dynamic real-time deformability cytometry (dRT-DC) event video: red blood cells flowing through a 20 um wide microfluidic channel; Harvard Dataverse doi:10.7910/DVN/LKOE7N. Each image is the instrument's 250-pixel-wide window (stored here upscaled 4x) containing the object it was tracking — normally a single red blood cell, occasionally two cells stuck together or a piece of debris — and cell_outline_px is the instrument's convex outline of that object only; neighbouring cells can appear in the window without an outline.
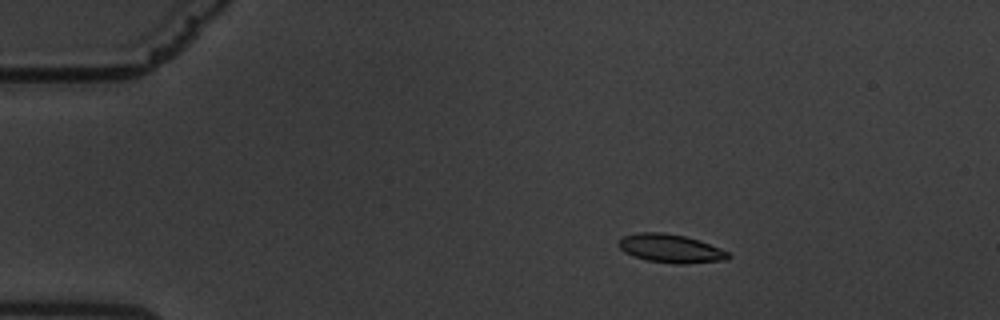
{"species": "common noctule bat (a hibernating species)", "species_latin": "Nyctalus noctula", "temperature_condition": "warm", "stored_images_in_passage": 61, "camera_frame_rate_fps": 3000, "um_per_image_px": 0.085, "animal": {"sex": "male", "body_mass_g": 19.5, "forearm_length_mm": 54.6}, "frame": {"image": 1, "passage_image": 11, "time_ms": 3.333, "image_size_px": [1000, 320], "cell_outline_px": [[732, 256], [728, 260], [684, 264], [676, 264], [648, 260], [632, 256], [624, 252], [616, 244], [624, 236], [640, 232], [664, 232], [684, 236], [720, 248], [728, 252]], "centroid_in_image_um": [57.0, 21.13], "position_along_channel_um": 28.0, "area_um2": 18.15}}
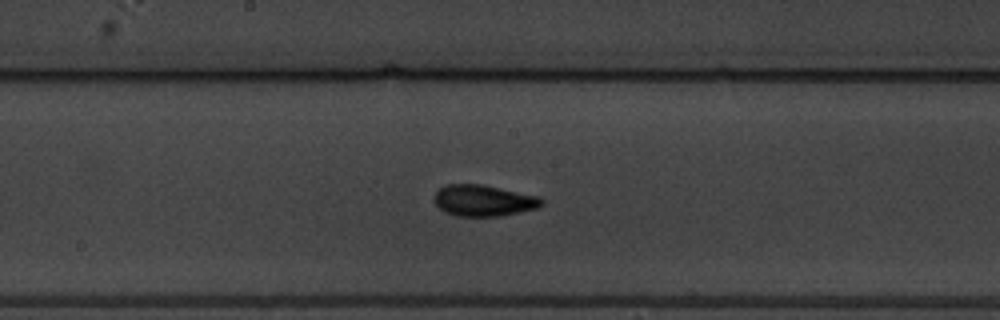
{"frame": {"image": 2, "passage_image": 33, "time_ms": 10.667, "image_size_px": [1000, 320], "cell_outline_px": [[544, 204], [536, 208], [520, 212], [500, 216], [456, 216], [444, 212], [436, 204], [436, 192], [444, 184], [480, 184], [540, 196], [544, 200]], "centroid_in_image_um": [41.13, 17.05], "position_along_channel_um": 207.1, "area_um2": 19.54}}
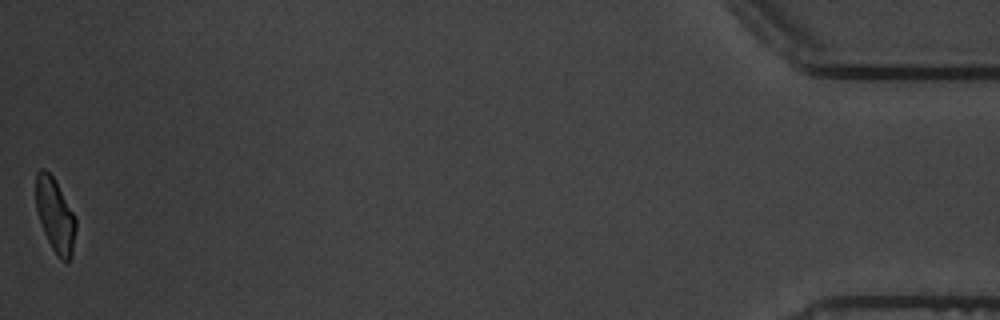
{"frame": {"image": 3, "passage_image": 61, "time_ms": 20.0, "image_size_px": [1000, 320], "cell_outline_px": [[76, 228], [72, 256], [68, 260], [60, 260], [52, 248], [44, 232], [36, 208], [36, 172], [40, 168], [44, 168], [52, 176], [72, 212], [76, 220]], "centroid_in_image_um": [4.68, 18.31], "position_along_channel_um": 430.5, "area_um2": 16.76}, "authors_computed_cell_mechanics": {"area_um2": 18.4382, "velocity_mm_per_s": 3.3734, "shape_relaxation_time_tau1_ms": 4.0729, "shape_relaxation_time_tau2_ms": 1.5224, "deformation_change_tau1": 0.1586, "deformation_change_tau2": 0.071}}